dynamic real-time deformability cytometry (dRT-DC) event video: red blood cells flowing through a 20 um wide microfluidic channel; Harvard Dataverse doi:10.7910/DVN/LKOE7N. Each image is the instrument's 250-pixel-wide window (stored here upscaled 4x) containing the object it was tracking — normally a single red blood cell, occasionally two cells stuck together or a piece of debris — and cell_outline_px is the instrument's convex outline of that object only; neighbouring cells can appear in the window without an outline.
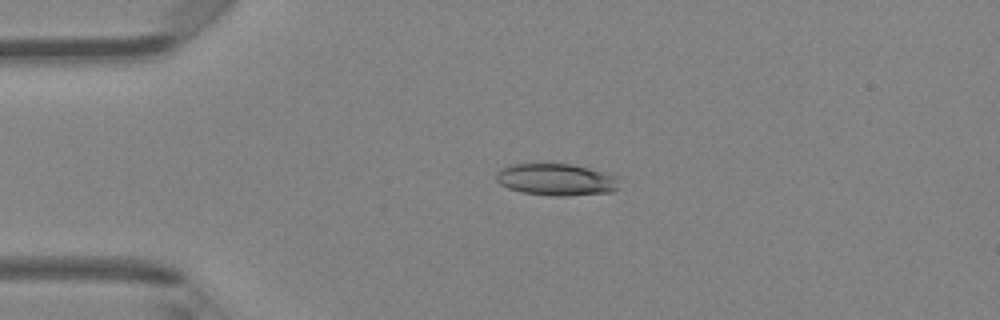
{"species": "Egyptian fruit bat (a non-hibernating species)", "species_latin": "Rousettus aegyptiacus", "temperature_condition": "room temperature", "stored_images_in_passage": 46, "camera_frame_rate_fps": 3000, "um_per_image_px": 0.085, "animal": {"sex": "female"}, "frame": {"image": 1, "passage_image": 10, "time_ms": 3.0, "image_size_px": [1000, 320], "cell_outline_px": [[620, 188], [612, 192], [568, 196], [548, 196], [520, 192], [508, 188], [500, 184], [496, 180], [496, 172], [512, 164], [572, 164], [608, 172], [620, 176]], "centroid_in_image_um": [47.37, 15.28], "position_along_channel_um": 37.6, "area_um2": 23.41}}
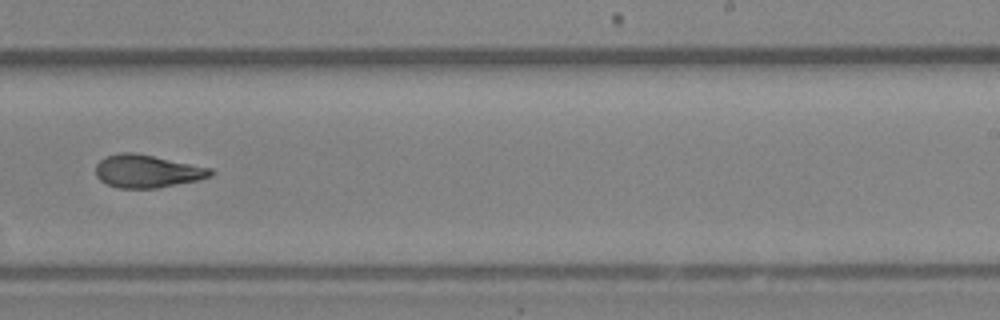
{"frame": {"image": 2, "passage_image": 29, "time_ms": 9.333, "image_size_px": [1000, 320], "cell_outline_px": [[216, 172], [212, 176], [200, 180], [156, 188], [120, 188], [108, 184], [100, 180], [96, 176], [96, 164], [104, 156], [120, 152], [132, 152], [212, 168]], "centroid_in_image_um": [12.52, 14.55], "position_along_channel_um": 276.5, "area_um2": 22.02}}
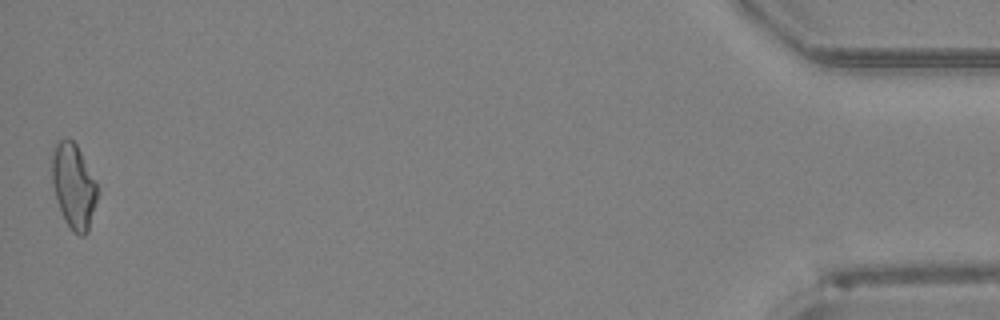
{"frame": {"image": 3, "passage_image": 46, "time_ms": 15.0, "image_size_px": [1000, 320], "cell_outline_px": [[96, 200], [88, 232], [84, 236], [80, 236], [72, 232], [64, 220], [52, 184], [52, 148], [60, 140], [68, 136], [76, 144], [96, 184]], "centroid_in_image_um": [6.23, 15.82], "position_along_channel_um": 429.0, "area_um2": 22.08}, "authors_computed_cell_mechanics": {"area_um2": 22.3108, "velocity_mm_per_s": 4.3267, "shape_relaxation_time_tau1_ms": 4.5903, "shape_relaxation_time_tau2_ms": 3.1737, "deformation_change_tau1": 0.15, "deformation_change_tau2": 0.1127}}